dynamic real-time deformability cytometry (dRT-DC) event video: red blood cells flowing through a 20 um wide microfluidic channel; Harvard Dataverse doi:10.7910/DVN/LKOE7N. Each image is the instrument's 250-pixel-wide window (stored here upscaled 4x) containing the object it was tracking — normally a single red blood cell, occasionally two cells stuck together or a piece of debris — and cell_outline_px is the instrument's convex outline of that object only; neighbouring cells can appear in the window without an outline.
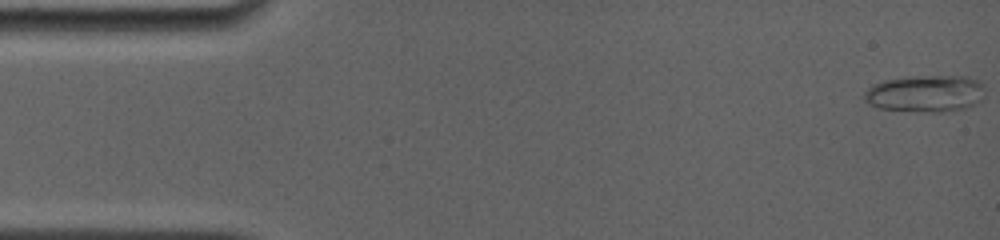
{"species": "common noctule bat (a hibernating species)", "species_latin": "Nyctalus noctula", "temperature_condition": "room temperature", "stored_images_in_passage": 15, "camera_frame_rate_fps": 4000, "um_per_image_px": 0.085, "animal": {"sex": "female", "body_mass_g": 19.0, "forearm_length_mm": 56.7}, "frame": {"image": 1, "passage_image": 1, "time_ms": 0.0, "image_size_px": [1000, 240], "cell_outline_px": [[984, 88], [980, 100], [976, 104], [964, 108], [944, 112], [928, 112], [880, 108], [868, 104], [864, 100], [864, 92], [872, 84], [884, 80], [908, 76], [964, 76], [980, 80], [984, 84]], "centroid_in_image_um": [78.66, 7.94], "position_along_channel_um": 6.3, "area_um2": 26.13}}
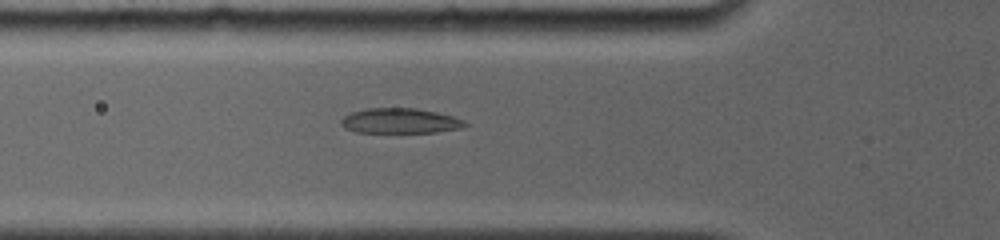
{"frame": {"image": 2, "passage_image": 12, "time_ms": 5.5, "image_size_px": [1000, 240], "cell_outline_px": [[468, 124], [460, 128], [436, 132], [356, 132], [344, 128], [340, 124], [340, 120], [344, 116], [352, 112], [368, 108], [416, 108], [436, 112], [452, 116], [464, 120]], "centroid_in_image_um": [33.98, 10.27], "position_along_channel_um": 91.8, "area_um2": 18.03}}
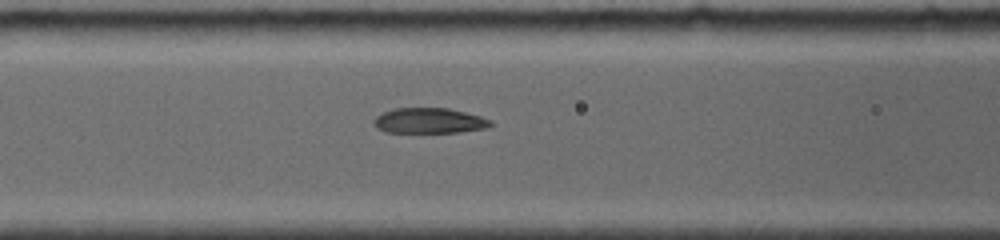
{"frame": {"image": 3, "passage_image": 15, "time_ms": 6.5, "image_size_px": [1000, 240], "cell_outline_px": [[496, 124], [484, 128], [460, 132], [384, 132], [376, 128], [372, 124], [372, 120], [376, 116], [392, 108], [448, 108], [480, 116], [492, 120]], "centroid_in_image_um": [36.46, 10.26], "position_along_channel_um": 130.1, "area_um2": 17.4}}